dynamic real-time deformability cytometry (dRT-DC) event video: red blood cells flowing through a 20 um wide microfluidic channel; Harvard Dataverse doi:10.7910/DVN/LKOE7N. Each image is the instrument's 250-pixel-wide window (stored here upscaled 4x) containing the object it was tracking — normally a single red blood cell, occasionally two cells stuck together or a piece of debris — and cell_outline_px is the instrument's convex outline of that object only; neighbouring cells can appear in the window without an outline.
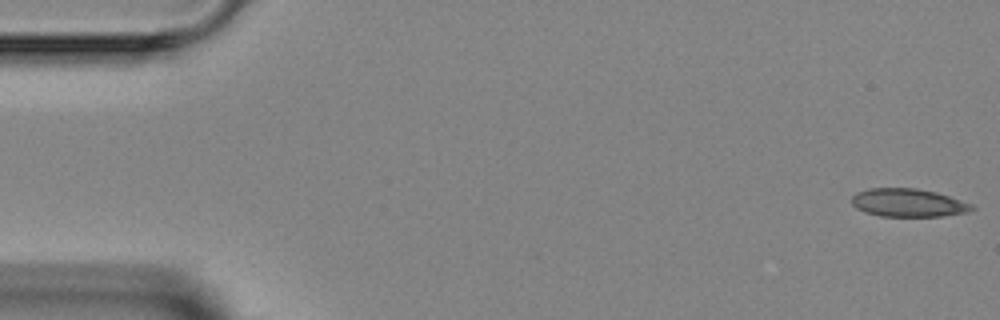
{"species": "Egyptian fruit bat (a non-hibernating species)", "species_latin": "Rousettus aegyptiacus", "temperature_condition": "room temperature", "stored_images_in_passage": 5, "segment_of_instrument_passage": [1, 2], "camera_frame_rate_fps": 3000, "um_per_image_px": 0.085, "animal": {"sex": "female"}, "frame": {"image": 1, "passage_image": 1, "time_ms": 0.0, "image_size_px": [1000, 320], "cell_outline_px": [[976, 208], [968, 212], [940, 216], [880, 216], [864, 212], [856, 208], [852, 204], [852, 196], [856, 192], [868, 188], [916, 188], [936, 192], [972, 204]], "centroid_in_image_um": [77.17, 17.23], "position_along_channel_um": 7.8, "area_um2": 19.71}}
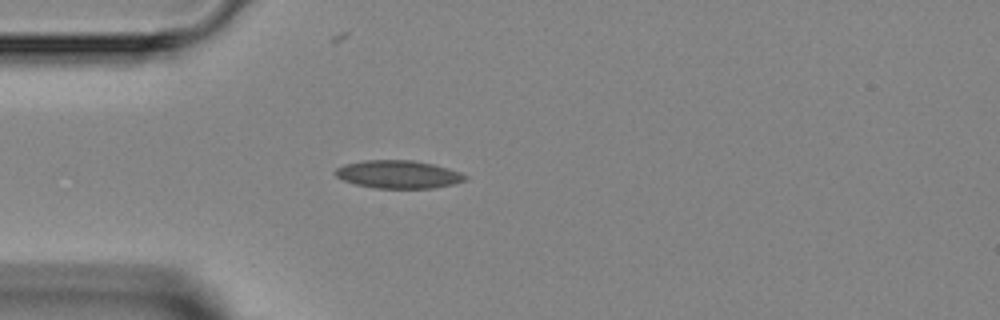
{"frame": {"image": 2, "passage_image": 4, "time_ms": 4.0, "image_size_px": [1000, 320], "cell_outline_px": [[468, 176], [464, 180], [452, 184], [432, 188], [376, 188], [356, 184], [344, 180], [336, 176], [332, 172], [336, 168], [344, 164], [364, 160], [412, 160], [432, 164], [448, 168], [460, 172]], "centroid_in_image_um": [33.82, 14.81], "position_along_channel_um": 51.2, "area_um2": 21.04}}